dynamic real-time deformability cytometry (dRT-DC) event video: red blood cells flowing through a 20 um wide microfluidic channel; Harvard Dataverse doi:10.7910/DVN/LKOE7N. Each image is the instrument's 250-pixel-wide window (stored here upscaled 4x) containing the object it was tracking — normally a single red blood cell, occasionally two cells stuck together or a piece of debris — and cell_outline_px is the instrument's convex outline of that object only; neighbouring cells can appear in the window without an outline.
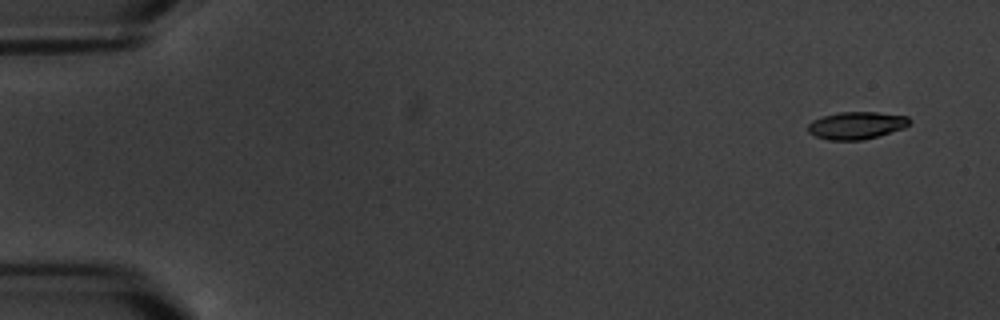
{"species": "common noctule bat (a hibernating species)", "species_latin": "Nyctalus noctula", "temperature_condition": "warm", "stored_images_in_passage": 7, "camera_frame_rate_fps": 3000, "um_per_image_px": 0.085, "animal": {"sex": "male", "body_mass_g": 20.1, "forearm_length_mm": 53.5}, "frame": {"image": 1, "passage_image": 1, "time_ms": 0.0, "image_size_px": [1000, 320], "cell_outline_px": [[912, 120], [904, 128], [864, 140], [828, 140], [816, 136], [808, 132], [808, 124], [812, 120], [824, 116], [840, 112], [876, 112], [908, 116]], "centroid_in_image_um": [72.8, 10.66], "position_along_channel_um": 12.2, "area_um2": 16.18}}
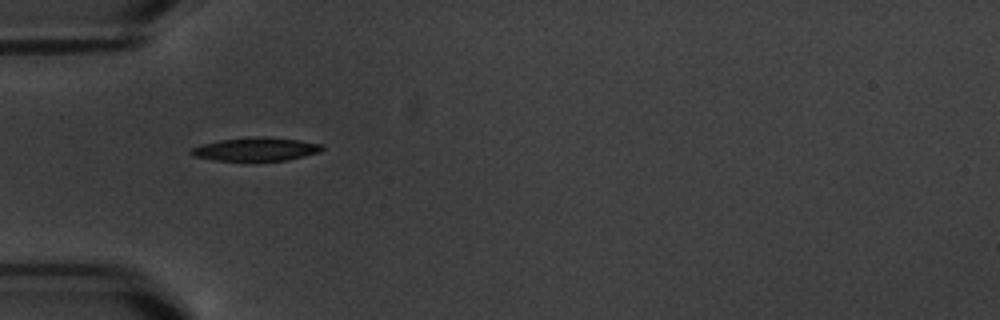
{"frame": {"image": 2, "passage_image": 5, "time_ms": 5.333, "image_size_px": [1000, 320], "cell_outline_px": [[324, 148], [320, 152], [288, 160], [216, 160], [192, 156], [188, 152], [192, 148], [204, 144], [220, 140], [256, 136], [264, 136], [296, 140], [324, 144]], "centroid_in_image_um": [21.77, 12.67], "position_along_channel_um": 63.2, "area_um2": 17.69}}
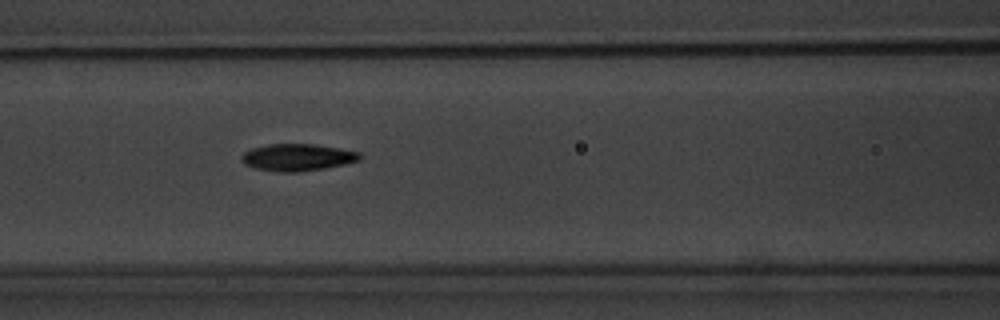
{"frame": {"image": 3, "passage_image": 7, "time_ms": 7.667, "image_size_px": [1000, 320], "cell_outline_px": [[360, 160], [344, 164], [324, 168], [300, 172], [276, 172], [256, 168], [244, 164], [240, 160], [240, 156], [244, 152], [252, 148], [268, 144], [316, 144], [340, 148], [360, 152]], "centroid_in_image_um": [25.26, 13.37], "position_along_channel_um": 141.3, "area_um2": 18.73}}